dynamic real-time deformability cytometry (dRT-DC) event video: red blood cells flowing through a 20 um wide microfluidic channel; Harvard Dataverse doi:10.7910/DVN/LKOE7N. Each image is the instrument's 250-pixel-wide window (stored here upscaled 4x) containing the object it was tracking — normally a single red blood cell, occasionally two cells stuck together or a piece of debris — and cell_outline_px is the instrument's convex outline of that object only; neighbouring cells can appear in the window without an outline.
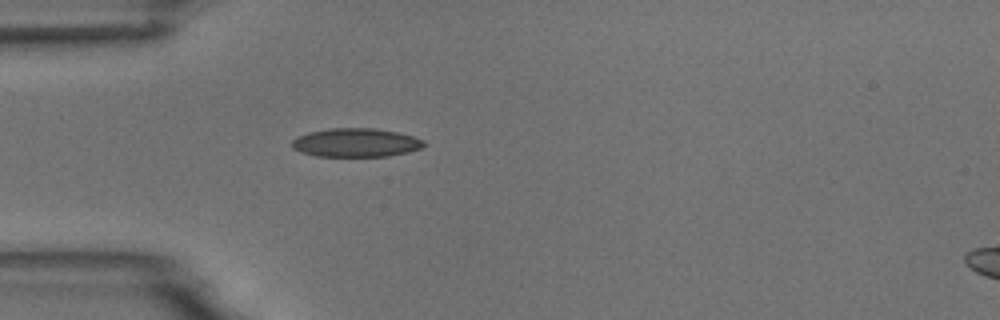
{"species": "common noctule bat (a hibernating species)", "species_latin": "Nyctalus noctula", "temperature_condition": "room temperature", "stored_images_in_passage": 3, "camera_frame_rate_fps": 3000, "um_per_image_px": 0.085, "animal": {"sex": "male", "body_mass_g": 18.8}, "frame": {"image": 1, "passage_image": 3, "time_ms": 3.0, "image_size_px": [1000, 320], "cell_outline_px": [[428, 144], [420, 148], [408, 152], [388, 156], [316, 156], [300, 152], [292, 148], [292, 140], [296, 136], [308, 132], [328, 128], [376, 128], [396, 132], [412, 136], [424, 140]], "centroid_in_image_um": [30.23, 12.12], "position_along_channel_um": 54.8, "area_um2": 22.2}}